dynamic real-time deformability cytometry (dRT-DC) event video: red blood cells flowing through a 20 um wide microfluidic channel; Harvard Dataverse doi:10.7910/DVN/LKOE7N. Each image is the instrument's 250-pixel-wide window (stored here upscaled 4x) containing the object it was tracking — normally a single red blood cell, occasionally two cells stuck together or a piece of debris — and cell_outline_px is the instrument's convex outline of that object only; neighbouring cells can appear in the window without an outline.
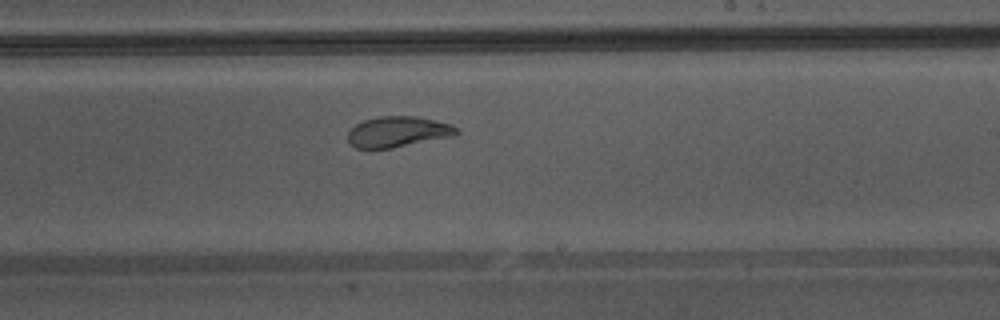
{"species": "Egyptian fruit bat (a non-hibernating species)", "species_latin": "Rousettus aegyptiacus", "temperature_condition": "warm", "stored_images_in_passage": 33, "camera_frame_rate_fps": 3000, "um_per_image_px": 0.085, "animal": {"sex": "male"}, "frame": {"image": 1, "passage_image": 15, "time_ms": 4.667, "image_size_px": [1000, 320], "cell_outline_px": [[460, 132], [452, 136], [392, 148], [356, 148], [348, 140], [348, 132], [356, 124], [364, 120], [380, 116], [416, 116], [452, 124]], "centroid_in_image_um": [33.82, 11.19], "position_along_channel_um": 255.2, "area_um2": 19.25}, "authors_computed_cell_mechanics": {"area_um2": 20.4612, "velocity_mm_per_s": 4.3291, "shape_relaxation_time_tau1_ms": 5.0976, "shape_relaxation_time_tau2_ms": 0.7626, "deformation_change_tau1": 0.1562, "deformation_change_tau2": 0.0409}}